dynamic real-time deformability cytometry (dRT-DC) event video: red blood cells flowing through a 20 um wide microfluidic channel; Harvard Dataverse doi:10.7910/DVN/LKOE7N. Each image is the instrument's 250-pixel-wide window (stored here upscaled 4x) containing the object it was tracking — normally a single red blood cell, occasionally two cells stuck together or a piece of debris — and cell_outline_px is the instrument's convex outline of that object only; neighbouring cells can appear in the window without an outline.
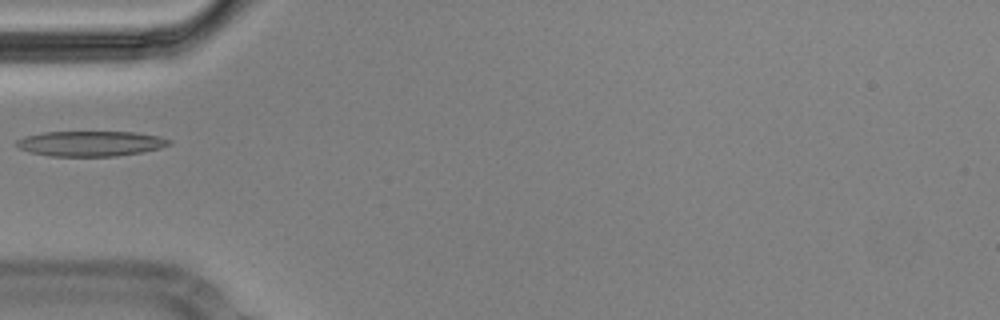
{"species": "Egyptian fruit bat (a non-hibernating species)", "species_latin": "Rousettus aegyptiacus", "temperature_condition": "cold", "stored_images_in_passage": 5, "camera_frame_rate_fps": 3000, "um_per_image_px": 0.085, "animal": {"sex": "male"}, "frame": {"image": 1, "passage_image": 4, "time_ms": 1.0, "image_size_px": [1000, 320], "cell_outline_px": [[172, 144], [160, 148], [140, 152], [116, 156], [48, 156], [32, 152], [20, 148], [16, 144], [16, 140], [24, 136], [44, 132], [136, 132], [160, 136], [172, 140]], "centroid_in_image_um": [7.73, 12.19], "position_along_channel_um": 77.3, "area_um2": 22.43}}